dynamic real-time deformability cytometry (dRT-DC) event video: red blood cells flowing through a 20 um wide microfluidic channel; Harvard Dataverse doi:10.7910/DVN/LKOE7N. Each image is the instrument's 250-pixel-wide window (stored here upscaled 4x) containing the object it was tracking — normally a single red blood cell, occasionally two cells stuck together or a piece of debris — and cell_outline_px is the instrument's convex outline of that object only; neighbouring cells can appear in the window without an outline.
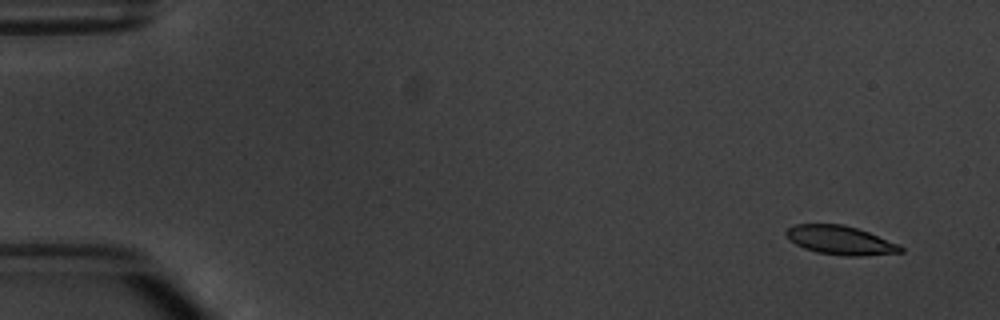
{"species": "common noctule bat (a hibernating species)", "species_latin": "Nyctalus noctula", "temperature_condition": "warm", "stored_images_in_passage": 8, "camera_frame_rate_fps": 3000, "um_per_image_px": 0.085, "animal": {"sex": "male", "body_mass_g": 20.1, "forearm_length_mm": 53.5}, "frame": {"image": 1, "passage_image": 1, "time_ms": 0.0, "image_size_px": [1000, 320], "cell_outline_px": [[904, 252], [860, 256], [848, 256], [816, 252], [804, 248], [796, 244], [784, 232], [792, 224], [844, 224], [868, 232], [900, 244], [904, 248]], "centroid_in_image_um": [71.46, 20.42], "position_along_channel_um": 13.5, "area_um2": 19.19}}
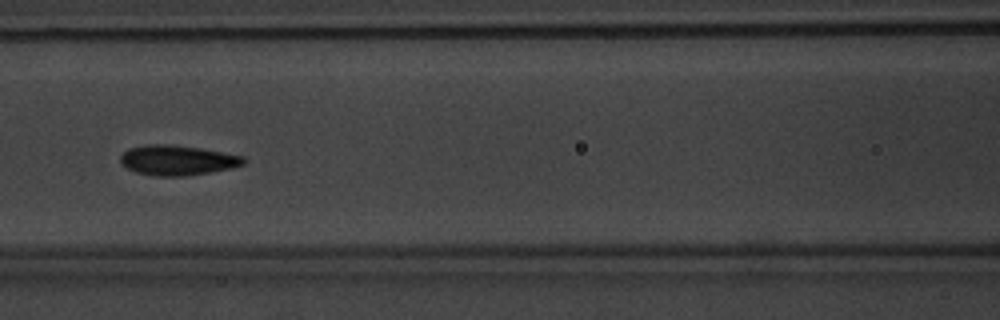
{"frame": {"image": 2, "passage_image": 7, "time_ms": 7.0, "image_size_px": [1000, 320], "cell_outline_px": [[244, 164], [232, 168], [212, 172], [188, 176], [152, 176], [136, 172], [128, 168], [120, 160], [120, 156], [128, 148], [148, 144], [168, 144], [200, 148], [244, 156]], "centroid_in_image_um": [15.08, 13.62], "position_along_channel_um": 151.5, "area_um2": 21.56}}
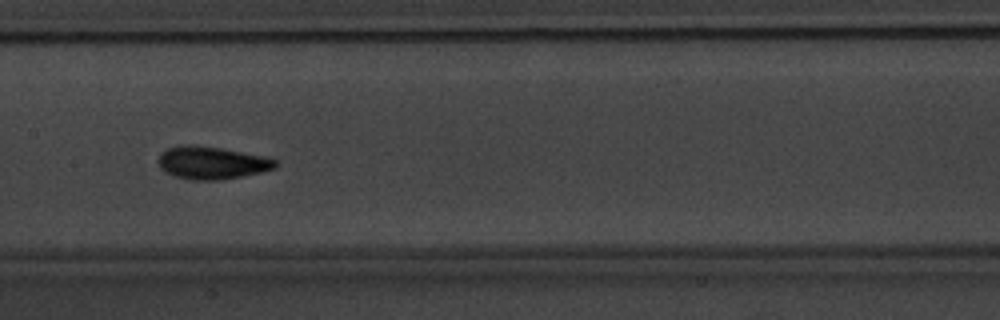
{"frame": {"image": 3, "passage_image": 8, "time_ms": 8.0, "image_size_px": [1000, 320], "cell_outline_px": [[280, 164], [276, 168], [244, 176], [220, 180], [192, 180], [176, 176], [164, 172], [160, 168], [156, 160], [160, 152], [168, 148], [180, 144], [192, 144], [220, 148], [268, 156], [276, 160]], "centroid_in_image_um": [18.0, 13.83], "position_along_channel_um": 189.4, "area_um2": 22.77}}